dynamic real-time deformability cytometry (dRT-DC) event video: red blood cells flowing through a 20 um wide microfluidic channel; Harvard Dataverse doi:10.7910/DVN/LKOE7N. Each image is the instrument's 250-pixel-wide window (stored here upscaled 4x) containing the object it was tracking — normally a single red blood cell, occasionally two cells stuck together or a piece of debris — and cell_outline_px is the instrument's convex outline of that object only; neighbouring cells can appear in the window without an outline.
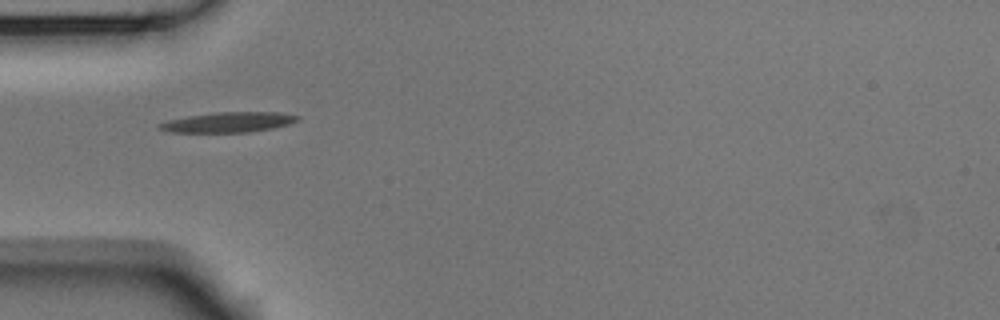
{"species": "Egyptian fruit bat (a non-hibernating species)", "species_latin": "Rousettus aegyptiacus", "temperature_condition": "room temperature", "stored_images_in_passage": 7, "camera_frame_rate_fps": 3000, "um_per_image_px": 0.085, "animal": {"sex": "male"}, "frame": {"image": 1, "passage_image": 5, "time_ms": 1.333, "image_size_px": [1000, 320], "cell_outline_px": [[300, 120], [288, 124], [272, 128], [248, 132], [168, 132], [156, 128], [156, 124], [168, 120], [188, 116], [216, 112], [280, 112], [300, 116]], "centroid_in_image_um": [19.38, 10.38], "position_along_channel_um": 65.6, "area_um2": 16.3}}
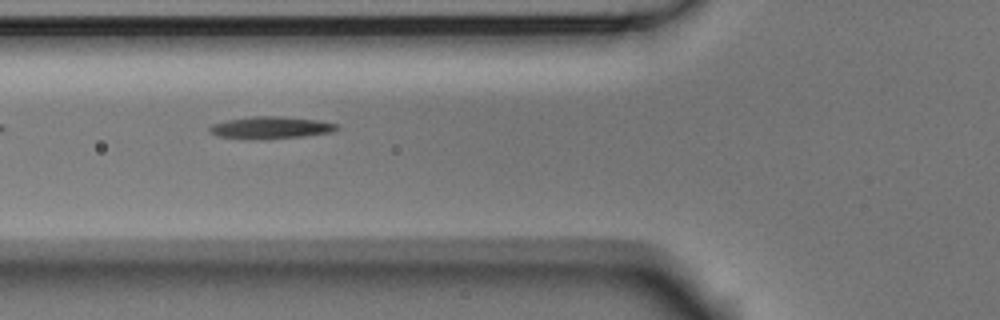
{"frame": {"image": 2, "passage_image": 6, "time_ms": 1.667, "image_size_px": [1000, 320], "cell_outline_px": [[340, 128], [332, 132], [304, 136], [252, 140], [248, 140], [220, 136], [208, 132], [208, 128], [212, 124], [228, 120], [252, 116], [280, 116], [320, 120], [336, 124]], "centroid_in_image_um": [23.0, 10.85], "position_along_channel_um": 102.8, "area_um2": 16.53}}
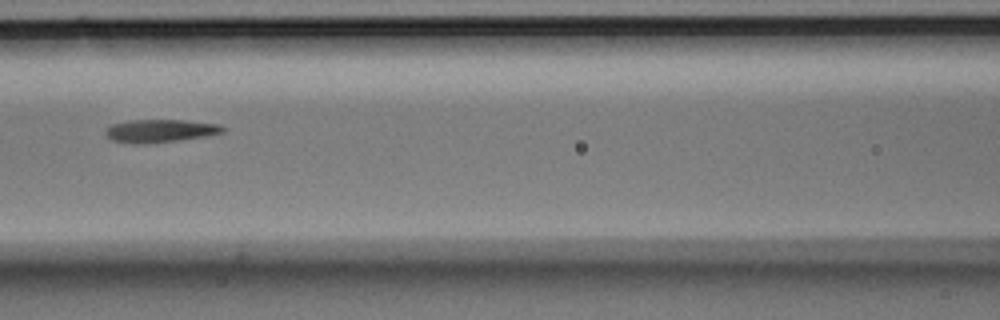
{"frame": {"image": 3, "passage_image": 7, "time_ms": 2.0, "image_size_px": [1000, 320], "cell_outline_px": [[224, 132], [204, 136], [176, 140], [144, 144], [132, 144], [112, 140], [104, 132], [104, 128], [112, 124], [128, 120], [184, 120], [220, 124], [224, 128]], "centroid_in_image_um": [13.56, 11.11], "position_along_channel_um": 153.0, "area_um2": 15.66}}